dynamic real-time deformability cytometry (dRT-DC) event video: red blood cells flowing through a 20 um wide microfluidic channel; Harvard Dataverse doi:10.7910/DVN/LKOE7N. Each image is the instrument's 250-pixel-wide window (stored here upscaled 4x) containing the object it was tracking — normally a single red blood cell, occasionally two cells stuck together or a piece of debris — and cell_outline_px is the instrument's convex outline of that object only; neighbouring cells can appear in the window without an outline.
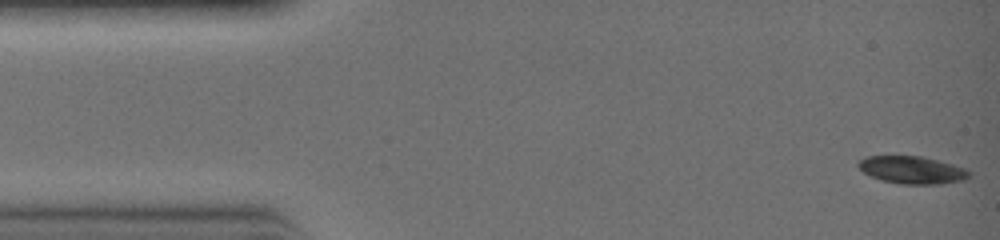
{"species": "common noctule bat (a hibernating species)", "species_latin": "Nyctalus noctula", "temperature_condition": "warm", "stored_images_in_passage": 9, "camera_frame_rate_fps": 3000, "um_per_image_px": 0.085, "animal": {"sex": "female", "body_mass_g": 19.0, "forearm_length_mm": 51.5}, "frame": {"image": 1, "passage_image": 1, "time_ms": 0.0, "image_size_px": [1000, 240], "cell_outline_px": [[972, 172], [964, 180], [940, 184], [900, 184], [880, 180], [864, 172], [856, 164], [860, 160], [868, 156], [920, 156], [968, 168]], "centroid_in_image_um": [77.56, 14.45], "position_along_channel_um": 7.4, "area_um2": 17.74}}